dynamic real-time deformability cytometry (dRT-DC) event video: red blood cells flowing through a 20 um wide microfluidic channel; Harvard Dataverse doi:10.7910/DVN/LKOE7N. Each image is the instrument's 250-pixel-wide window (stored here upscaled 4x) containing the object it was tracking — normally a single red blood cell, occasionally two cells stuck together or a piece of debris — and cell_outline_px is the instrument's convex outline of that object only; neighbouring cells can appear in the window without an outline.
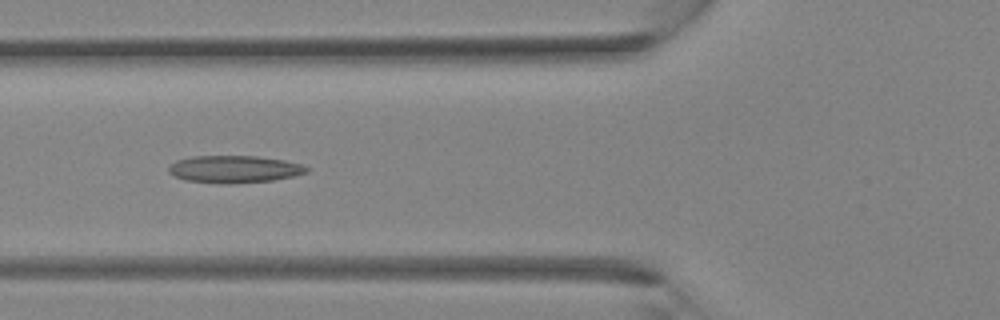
{"species": "Egyptian fruit bat (a non-hibernating species)", "species_latin": "Rousettus aegyptiacus", "temperature_condition": "room temperature", "stored_images_in_passage": 26, "camera_frame_rate_fps": 3000, "um_per_image_px": 0.085, "animal": {"sex": "female"}, "frame": {"image": 1, "passage_image": 4, "time_ms": 1.0, "image_size_px": [1000, 320], "cell_outline_px": [[308, 172], [292, 176], [272, 180], [232, 184], [220, 184], [184, 180], [168, 172], [168, 168], [176, 160], [192, 156], [256, 156], [284, 160], [300, 164], [308, 168]], "centroid_in_image_um": [19.88, 14.38], "position_along_channel_um": 105.9, "area_um2": 21.91}}
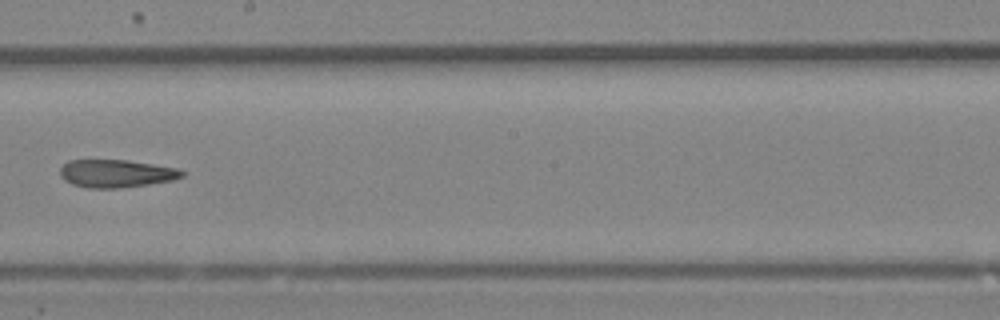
{"frame": {"image": 2, "passage_image": 11, "time_ms": 3.333, "image_size_px": [1000, 320], "cell_outline_px": [[184, 176], [172, 180], [148, 184], [120, 188], [88, 188], [72, 184], [64, 180], [60, 176], [60, 168], [68, 160], [128, 160], [180, 168], [184, 172]], "centroid_in_image_um": [9.88, 14.74], "position_along_channel_um": 238.3, "area_um2": 19.88}}
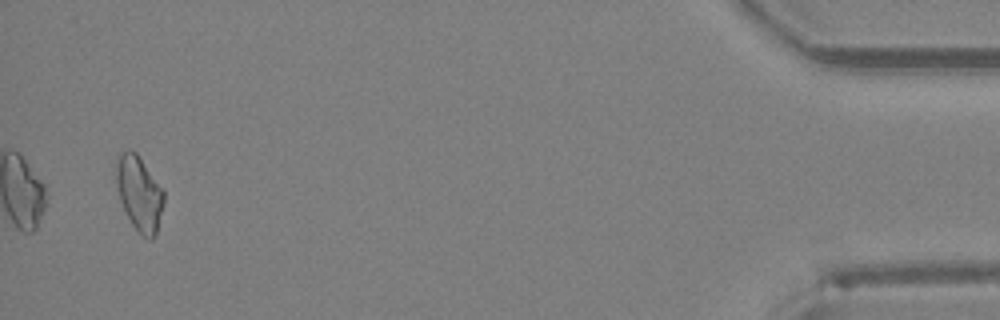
{"frame": {"image": 3, "passage_image": 25, "time_ms": 8.0, "image_size_px": [1000, 320], "cell_outline_px": [[164, 204], [156, 232], [152, 240], [148, 240], [132, 224], [120, 200], [116, 184], [116, 160], [120, 152], [136, 152], [164, 188]], "centroid_in_image_um": [11.86, 16.42], "position_along_channel_um": 423.3, "area_um2": 20.63}}